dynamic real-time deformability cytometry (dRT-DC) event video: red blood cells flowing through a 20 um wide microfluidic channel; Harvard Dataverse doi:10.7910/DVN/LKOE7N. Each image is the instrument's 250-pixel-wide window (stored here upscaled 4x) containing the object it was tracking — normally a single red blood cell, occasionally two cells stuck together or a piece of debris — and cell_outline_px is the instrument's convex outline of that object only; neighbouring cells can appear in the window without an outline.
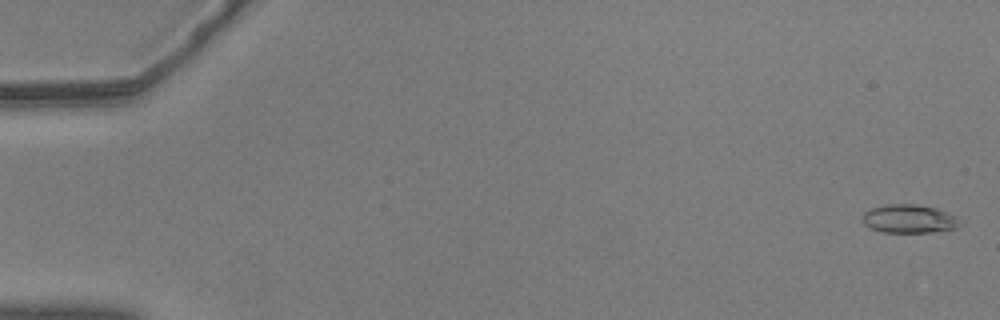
{"species": "common noctule bat (a hibernating species)", "species_latin": "Nyctalus noctula", "temperature_condition": "warm", "stored_images_in_passage": 56, "camera_frame_rate_fps": 3000, "um_per_image_px": 0.085, "animal": {"sex": "male", "body_mass_g": 20.5, "forearm_length_mm": 52.5}, "frame": {"image": 1, "passage_image": 1, "time_ms": 0.0, "image_size_px": [1000, 320], "cell_outline_px": [[964, 224], [960, 228], [932, 232], [880, 232], [864, 224], [860, 220], [864, 212], [872, 208], [884, 204], [916, 204], [936, 208], [948, 212], [964, 220]], "centroid_in_image_um": [77.34, 18.6], "position_along_channel_um": 7.7, "area_um2": 16.65}}
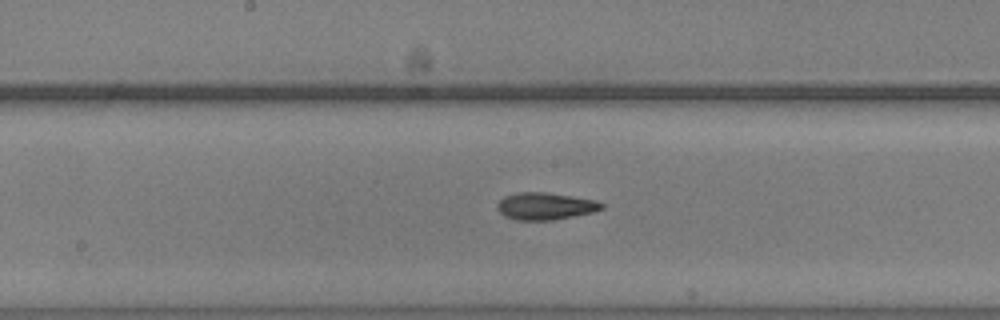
{"frame": {"image": 2, "passage_image": 30, "time_ms": 9.667, "image_size_px": [1000, 320], "cell_outline_px": [[604, 208], [596, 212], [552, 220], [516, 220], [504, 216], [496, 208], [496, 204], [504, 196], [520, 192], [544, 192], [572, 196], [596, 200], [604, 204]], "centroid_in_image_um": [46.36, 17.52], "position_along_channel_um": 201.8, "area_um2": 16.65}}
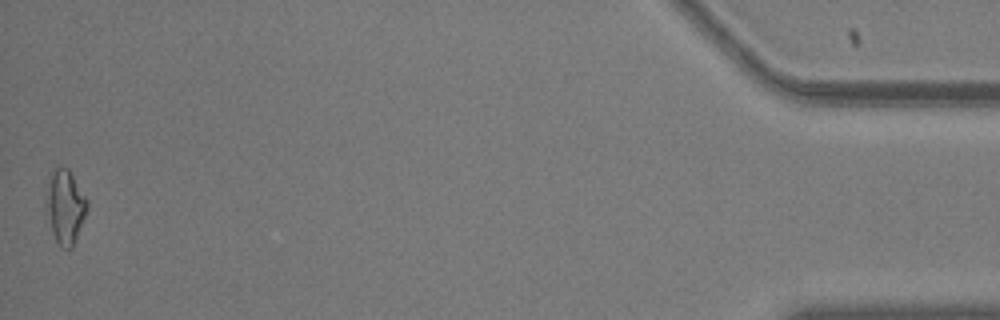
{"frame": {"image": 3, "passage_image": 56, "time_ms": 18.333, "image_size_px": [1000, 320], "cell_outline_px": [[88, 208], [72, 248], [60, 248], [56, 240], [52, 228], [48, 212], [48, 196], [52, 172], [56, 168], [68, 168], [88, 200]], "centroid_in_image_um": [5.61, 17.6], "position_along_channel_um": 429.6, "area_um2": 16.65}, "authors_computed_cell_mechanics": {"area_um2": 16.0395, "velocity_mm_per_s": 3.6538, "shape_relaxation_time_tau1_ms": 2.9129, "shape_relaxation_time_tau2_ms": 4.5699, "deformation_change_tau1": 0.1637, "deformation_change_tau2": 0.1474}}